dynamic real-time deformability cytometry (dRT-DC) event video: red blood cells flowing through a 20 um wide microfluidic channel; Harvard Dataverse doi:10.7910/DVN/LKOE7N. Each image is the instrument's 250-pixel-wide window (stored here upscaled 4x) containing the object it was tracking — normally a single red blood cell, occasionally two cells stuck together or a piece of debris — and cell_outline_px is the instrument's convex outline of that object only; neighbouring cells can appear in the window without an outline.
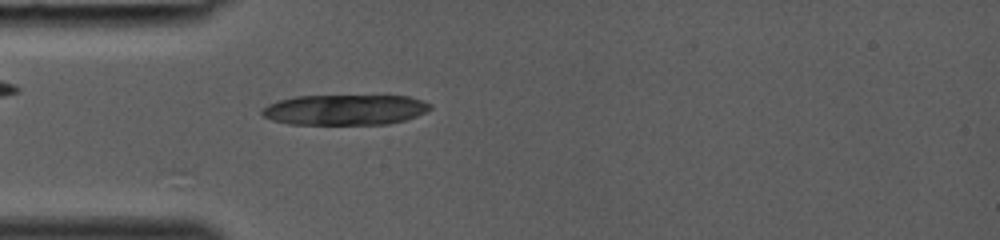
{"species": "common noctule bat (a hibernating species)", "species_latin": "Nyctalus noctula", "temperature_condition": "room temperature", "stored_images_in_passage": 28, "camera_frame_rate_fps": 3000, "um_per_image_px": 0.085, "animal": {"sex": "female", "body_mass_g": 19.0, "forearm_length_mm": 53.3}, "frame": {"image": 1, "passage_image": 4, "time_ms": 1.0, "image_size_px": [1000, 240], "cell_outline_px": [[432, 108], [416, 116], [404, 120], [388, 124], [288, 124], [272, 120], [264, 116], [260, 112], [268, 104], [280, 100], [296, 96], [408, 96], [432, 104]], "centroid_in_image_um": [29.32, 9.33], "position_along_channel_um": 55.7, "area_um2": 29.65}}
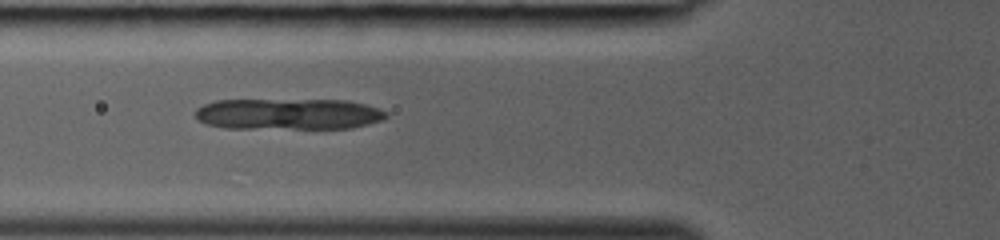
{"frame": {"image": 2, "passage_image": 7, "time_ms": 2.0, "image_size_px": [1000, 240], "cell_outline_px": [[388, 116], [384, 120], [352, 128], [224, 128], [204, 124], [196, 120], [192, 112], [196, 108], [204, 104], [216, 100], [348, 100], [380, 108], [388, 112]], "centroid_in_image_um": [24.48, 9.69], "position_along_channel_um": 101.3, "area_um2": 35.14}}